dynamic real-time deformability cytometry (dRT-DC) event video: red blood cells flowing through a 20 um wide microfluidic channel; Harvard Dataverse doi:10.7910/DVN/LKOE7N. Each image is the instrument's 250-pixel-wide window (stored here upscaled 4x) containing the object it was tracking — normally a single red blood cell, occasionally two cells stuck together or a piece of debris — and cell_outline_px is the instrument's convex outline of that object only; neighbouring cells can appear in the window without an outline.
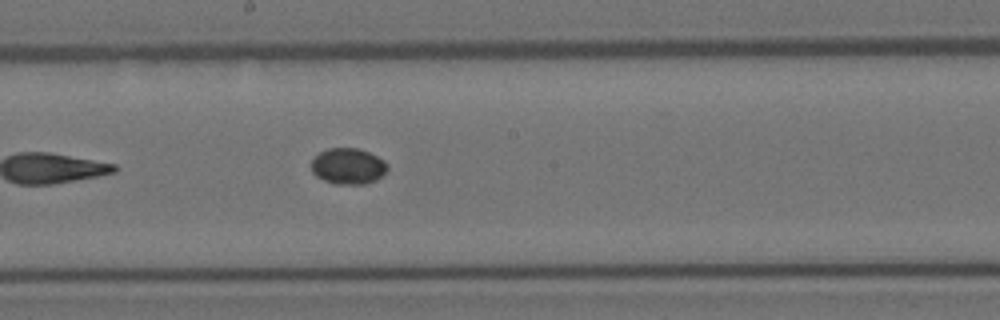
{"species": "Egyptian fruit bat (a non-hibernating species)", "species_latin": "Rousettus aegyptiacus", "temperature_condition": "room temperature", "stored_images_in_passage": 8, "segment_of_instrument_passage": [2, 2], "camera_frame_rate_fps": 3000, "um_per_image_px": 0.085, "animal": {"sex": "female"}, "frame": {"image": 1, "passage_image": 8, "time_ms": 2.333, "image_size_px": [1000, 320], "cell_outline_px": [[388, 168], [376, 180], [364, 184], [332, 184], [316, 176], [312, 172], [312, 160], [320, 152], [328, 148], [356, 148], [368, 152], [384, 160], [388, 164]], "centroid_in_image_um": [29.58, 14.13], "position_along_channel_um": 218.6, "area_um2": 15.9}}